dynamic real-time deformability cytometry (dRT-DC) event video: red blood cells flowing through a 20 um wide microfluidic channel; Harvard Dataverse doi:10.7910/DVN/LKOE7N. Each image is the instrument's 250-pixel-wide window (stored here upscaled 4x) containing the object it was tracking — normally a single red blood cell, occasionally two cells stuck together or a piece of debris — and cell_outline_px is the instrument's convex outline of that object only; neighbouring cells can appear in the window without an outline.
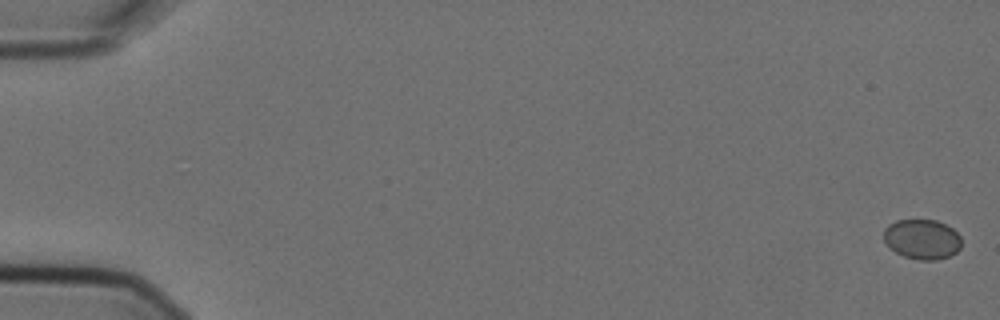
{"species": "Egyptian fruit bat (a non-hibernating species)", "species_latin": "Rousettus aegyptiacus", "temperature_condition": "cold", "stored_images_in_passage": 5, "camera_frame_rate_fps": 3000, "um_per_image_px": 0.085, "animal": {"sex": "female"}, "frame": {"image": 1, "passage_image": 1, "time_ms": 0.0, "image_size_px": [1000, 320], "cell_outline_px": [[960, 248], [956, 252], [948, 256], [936, 260], [916, 260], [904, 256], [896, 252], [884, 240], [884, 228], [888, 224], [896, 220], [936, 220], [952, 228], [960, 236]], "centroid_in_image_um": [78.37, 20.33], "position_along_channel_um": 6.6, "area_um2": 17.98}}
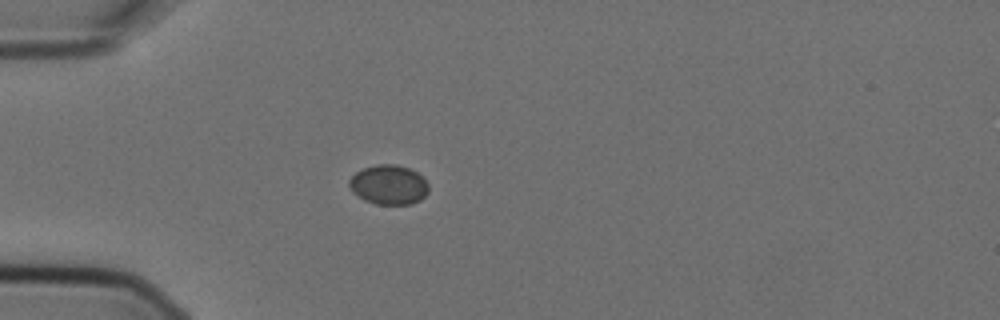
{"frame": {"image": 2, "passage_image": 5, "time_ms": 1.333, "image_size_px": [1000, 320], "cell_outline_px": [[428, 192], [420, 200], [412, 204], [376, 204], [364, 200], [352, 192], [348, 184], [348, 180], [356, 172], [364, 168], [376, 164], [396, 164], [408, 168], [416, 172], [428, 184]], "centroid_in_image_um": [33.01, 15.71], "position_along_channel_um": 52.0, "area_um2": 18.26}}